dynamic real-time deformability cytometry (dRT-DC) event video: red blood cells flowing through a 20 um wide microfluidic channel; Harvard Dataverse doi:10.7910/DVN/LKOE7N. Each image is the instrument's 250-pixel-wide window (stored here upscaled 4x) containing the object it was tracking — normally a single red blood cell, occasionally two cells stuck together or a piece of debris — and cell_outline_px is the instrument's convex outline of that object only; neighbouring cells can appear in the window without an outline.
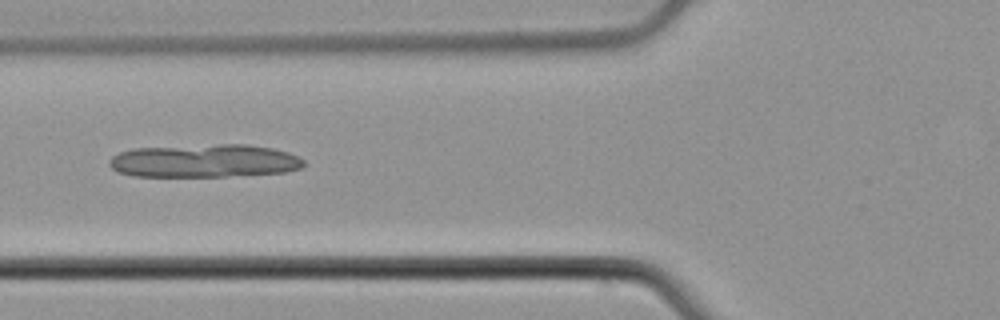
{"species": "common noctule bat (a hibernating species)", "species_latin": "Nyctalus noctula", "temperature_condition": "cold", "stored_images_in_passage": 6, "camera_frame_rate_fps": 3000, "um_per_image_px": 0.085, "animal": {"sex": "male", "body_mass_g": 21.5, "forearm_length_mm": 52.0}, "frame": {"image": 1, "passage_image": 6, "time_ms": 1.667, "image_size_px": [1000, 320], "cell_outline_px": [[304, 168], [288, 172], [228, 176], [132, 176], [116, 172], [108, 164], [108, 160], [112, 156], [120, 152], [132, 148], [220, 144], [244, 144], [272, 148], [288, 152], [304, 160]], "centroid_in_image_um": [17.36, 13.67], "position_along_channel_um": 108.4, "area_um2": 37.8}}